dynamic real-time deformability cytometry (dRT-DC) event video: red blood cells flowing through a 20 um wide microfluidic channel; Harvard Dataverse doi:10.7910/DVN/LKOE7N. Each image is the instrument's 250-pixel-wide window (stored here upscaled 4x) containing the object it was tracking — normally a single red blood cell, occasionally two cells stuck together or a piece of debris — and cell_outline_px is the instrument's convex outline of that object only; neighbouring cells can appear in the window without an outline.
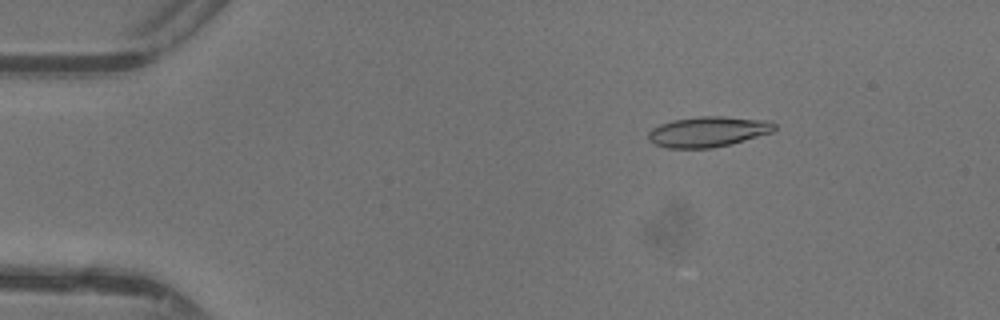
{"species": "common noctule bat (a hibernating species)", "species_latin": "Nyctalus noctula", "temperature_condition": "warm", "stored_images_in_passage": 43, "camera_frame_rate_fps": 3000, "um_per_image_px": 0.085, "animal": {"sex": "female"}, "frame": {"image": 1, "passage_image": 8, "time_ms": 2.333, "image_size_px": [1000, 320], "cell_outline_px": [[776, 128], [772, 132], [732, 144], [712, 148], [668, 148], [656, 144], [648, 140], [648, 132], [652, 128], [660, 124], [672, 120], [700, 116], [724, 116], [772, 120], [776, 124]], "centroid_in_image_um": [60.22, 11.18], "position_along_channel_um": 24.8, "area_um2": 22.6}}
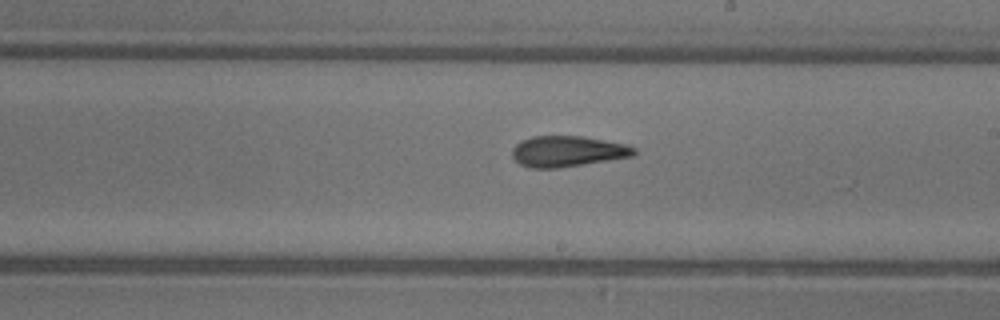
{"frame": {"image": 2, "passage_image": 28, "time_ms": 9.0, "image_size_px": [1000, 320], "cell_outline_px": [[636, 152], [632, 156], [560, 168], [528, 168], [520, 164], [512, 156], [512, 148], [516, 144], [532, 136], [580, 136], [624, 144], [636, 148]], "centroid_in_image_um": [48.2, 12.87], "position_along_channel_um": 240.8, "area_um2": 21.68}}
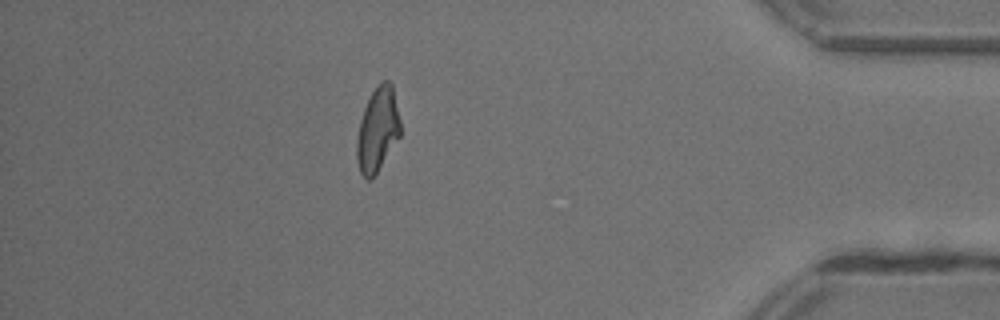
{"frame": {"image": 3, "passage_image": 42, "time_ms": 13.667, "image_size_px": [1000, 320], "cell_outline_px": [[400, 136], [376, 172], [368, 180], [360, 172], [356, 160], [356, 140], [360, 120], [364, 108], [372, 92], [380, 80], [388, 80], [392, 84], [400, 120]], "centroid_in_image_um": [32.08, 10.98], "position_along_channel_um": 403.1, "area_um2": 21.15}}